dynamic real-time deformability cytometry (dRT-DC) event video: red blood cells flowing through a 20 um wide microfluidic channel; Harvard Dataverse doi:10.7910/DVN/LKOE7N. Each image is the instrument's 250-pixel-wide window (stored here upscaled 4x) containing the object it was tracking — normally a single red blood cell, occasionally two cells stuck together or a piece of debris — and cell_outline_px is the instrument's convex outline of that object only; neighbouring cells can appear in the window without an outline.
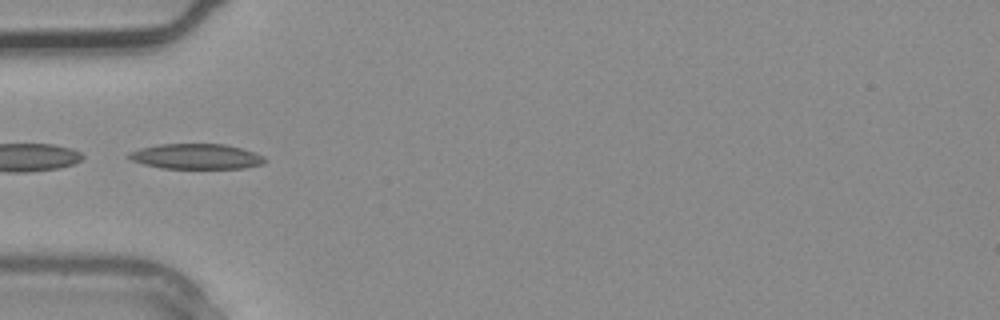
{"species": "common noctule bat (a hibernating species)", "species_latin": "Nyctalus noctula", "temperature_condition": "warm", "stored_images_in_passage": 2, "camera_frame_rate_fps": 3000, "um_per_image_px": 0.085, "animal": {"sex": "male", "body_mass_g": 20.4}, "frame": {"image": 1, "passage_image": 2, "time_ms": 0.333, "image_size_px": [1000, 320], "cell_outline_px": [[268, 160], [264, 164], [244, 168], [160, 168], [144, 164], [132, 160], [128, 156], [128, 152], [140, 148], [160, 144], [224, 144], [240, 148], [264, 156]], "centroid_in_image_um": [16.69, 13.3], "position_along_channel_um": 68.3, "area_um2": 19.94}}